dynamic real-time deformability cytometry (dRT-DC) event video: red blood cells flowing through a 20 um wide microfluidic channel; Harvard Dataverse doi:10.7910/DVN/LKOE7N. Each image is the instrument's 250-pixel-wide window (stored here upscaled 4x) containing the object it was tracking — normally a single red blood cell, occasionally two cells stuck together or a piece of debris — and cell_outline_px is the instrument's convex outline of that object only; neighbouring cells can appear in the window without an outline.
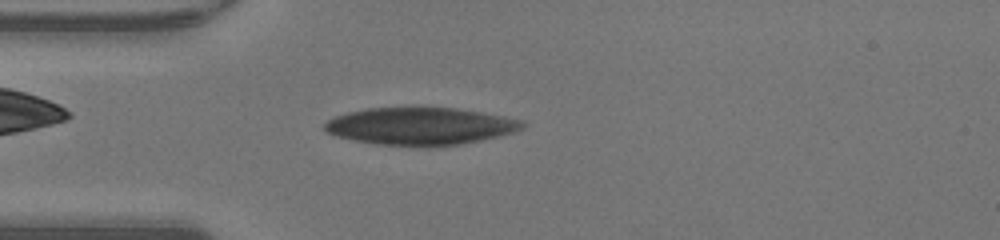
{"species": "human", "species_latin": "Homo sapiens", "temperature_condition": "warm", "stored_images_in_passage": 49, "camera_frame_rate_fps": 3000, "um_per_image_px": 0.085, "donor": {"sex": "male"}, "frame": {"image": 1, "passage_image": 13, "time_ms": 4.0, "image_size_px": [1000, 240], "cell_outline_px": [[524, 128], [512, 132], [496, 136], [460, 144], [376, 144], [356, 140], [340, 136], [328, 132], [324, 128], [324, 124], [328, 120], [336, 116], [348, 112], [368, 108], [456, 108], [480, 112], [520, 120], [524, 124]], "centroid_in_image_um": [35.7, 10.69], "position_along_channel_um": 49.3, "area_um2": 41.5}}
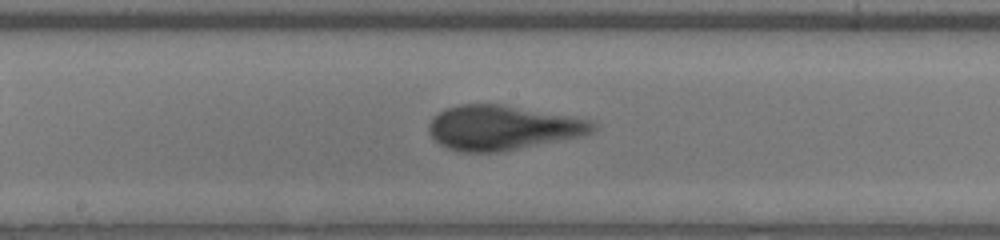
{"frame": {"image": 2, "passage_image": 25, "time_ms": 8.0, "image_size_px": [1000, 240], "cell_outline_px": [[596, 128], [592, 132], [576, 136], [500, 152], [460, 152], [448, 148], [440, 144], [428, 132], [428, 124], [432, 116], [444, 108], [460, 104], [500, 104], [588, 120], [596, 124]], "centroid_in_image_um": [42.59, 10.85], "position_along_channel_um": 205.6, "area_um2": 41.91}}
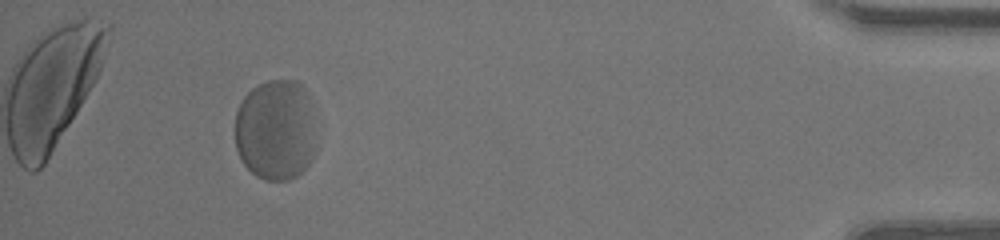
{"frame": {"image": 3, "passage_image": 45, "time_ms": 14.667, "image_size_px": [1000, 240], "cell_outline_px": [[316, 152], [312, 160], [296, 176], [288, 180], [264, 180], [256, 176], [244, 164], [236, 148], [236, 112], [244, 96], [252, 88], [268, 80], [296, 80], [304, 88], [308, 96], [316, 148]], "centroid_in_image_um": [23.42, 11.06], "position_along_channel_um": 411.8, "area_um2": 47.69}, "authors_computed_cell_mechanics": {"area_um2": 44.6794, "velocity_mm_per_s": 4.1389, "shape_relaxation_time_tau1_ms": 2.193, "shape_relaxation_time_tau2_ms": null, "deformation_change_tau1": 0.1338, "deformation_change_tau2": null}}